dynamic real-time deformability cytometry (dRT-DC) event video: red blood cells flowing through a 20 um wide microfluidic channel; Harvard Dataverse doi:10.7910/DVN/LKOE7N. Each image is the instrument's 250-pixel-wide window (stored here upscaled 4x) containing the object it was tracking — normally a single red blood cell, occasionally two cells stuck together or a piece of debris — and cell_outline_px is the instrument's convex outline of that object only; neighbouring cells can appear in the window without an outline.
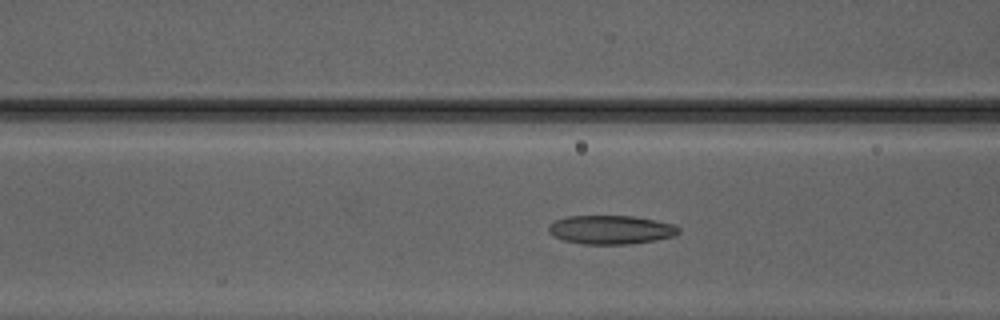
{"species": "Egyptian fruit bat (a non-hibernating species)", "species_latin": "Rousettus aegyptiacus", "temperature_condition": "warm", "stored_images_in_passage": 46, "camera_frame_rate_fps": 3000, "um_per_image_px": 0.085, "animal": {"sex": "male"}, "frame": {"image": 1, "passage_image": 16, "time_ms": 5.0, "image_size_px": [1000, 320], "cell_outline_px": [[680, 232], [676, 236], [628, 244], [584, 244], [564, 240], [552, 236], [548, 232], [548, 224], [556, 220], [568, 216], [632, 216], [672, 224], [680, 228]], "centroid_in_image_um": [51.88, 19.53], "position_along_channel_um": 114.7, "area_um2": 21.68}}
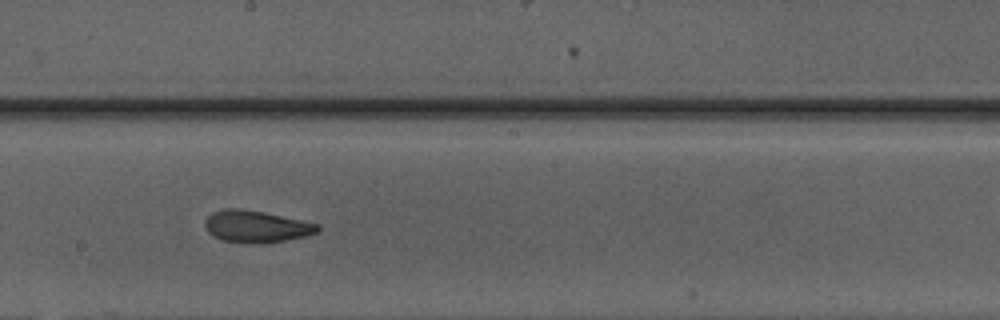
{"frame": {"image": 2, "passage_image": 24, "time_ms": 7.667, "image_size_px": [1000, 320], "cell_outline_px": [[320, 228], [316, 232], [304, 236], [264, 244], [224, 240], [212, 236], [204, 228], [204, 220], [212, 212], [228, 208], [236, 208], [264, 212], [320, 224]], "centroid_in_image_um": [21.75, 19.24], "position_along_channel_um": 226.5, "area_um2": 20.81}}
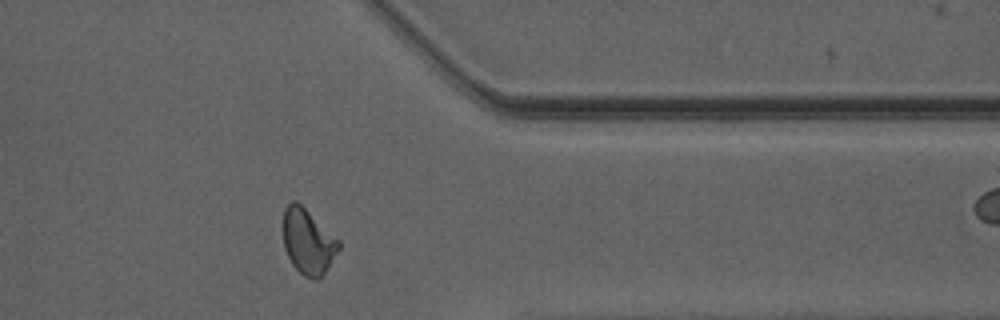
{"frame": {"image": 3, "passage_image": 36, "time_ms": 11.667, "image_size_px": [1000, 320], "cell_outline_px": [[340, 248], [324, 272], [316, 280], [312, 280], [304, 276], [292, 264], [284, 248], [284, 208], [292, 200], [296, 200], [340, 240]], "centroid_in_image_um": [26.18, 20.52], "position_along_channel_um": 385.2, "area_um2": 20.87}}